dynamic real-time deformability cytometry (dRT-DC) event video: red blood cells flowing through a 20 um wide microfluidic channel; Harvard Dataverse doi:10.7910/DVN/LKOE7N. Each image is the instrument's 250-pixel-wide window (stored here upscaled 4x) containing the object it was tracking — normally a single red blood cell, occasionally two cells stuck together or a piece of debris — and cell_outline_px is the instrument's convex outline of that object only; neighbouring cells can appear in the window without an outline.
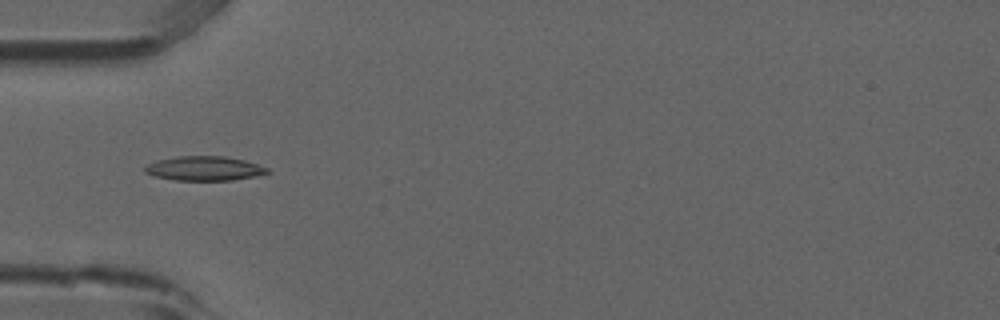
{"species": "common noctule bat (a hibernating species)", "species_latin": "Nyctalus noctula", "temperature_condition": "room temperature", "stored_images_in_passage": 4, "camera_frame_rate_fps": 3000, "um_per_image_px": 0.085, "animal": {"sex": "male", "forearm_length_mm": 52.5}, "frame": {"image": 1, "passage_image": 3, "time_ms": 0.667, "image_size_px": [1000, 320], "cell_outline_px": [[272, 172], [232, 180], [176, 180], [152, 176], [144, 172], [144, 168], [148, 164], [156, 160], [176, 156], [224, 156], [244, 160], [268, 168]], "centroid_in_image_um": [17.32, 14.31], "position_along_channel_um": 67.7, "area_um2": 17.34}}
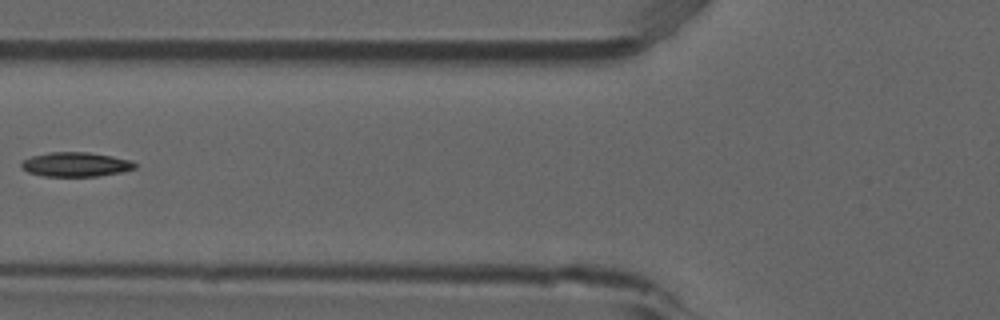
{"frame": {"image": 2, "passage_image": 4, "time_ms": 1.0, "image_size_px": [1000, 320], "cell_outline_px": [[136, 168], [120, 172], [100, 176], [44, 176], [28, 172], [20, 168], [20, 164], [24, 160], [32, 156], [48, 152], [88, 152], [112, 156], [128, 160], [136, 164]], "centroid_in_image_um": [6.4, 13.98], "position_along_channel_um": 119.4, "area_um2": 16.07}}